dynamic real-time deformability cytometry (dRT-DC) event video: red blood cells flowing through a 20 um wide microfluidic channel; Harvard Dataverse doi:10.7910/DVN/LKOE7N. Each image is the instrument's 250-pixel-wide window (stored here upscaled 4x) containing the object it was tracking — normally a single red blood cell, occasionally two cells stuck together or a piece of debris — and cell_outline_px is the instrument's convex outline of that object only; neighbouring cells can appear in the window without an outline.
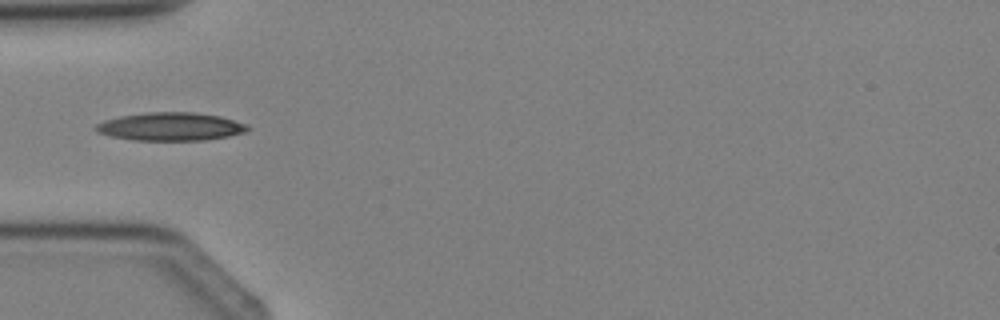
{"species": "Egyptian fruit bat (a non-hibernating species)", "species_latin": "Rousettus aegyptiacus", "temperature_condition": "cold", "stored_images_in_passage": 4, "camera_frame_rate_fps": 3000, "um_per_image_px": 0.085, "animal": {"sex": "female"}, "frame": {"image": 1, "passage_image": 4, "time_ms": 3.667, "image_size_px": [1000, 320], "cell_outline_px": [[252, 128], [248, 132], [228, 136], [204, 140], [132, 140], [112, 136], [96, 132], [92, 128], [96, 124], [104, 120], [120, 116], [144, 112], [196, 112], [220, 116], [248, 124]], "centroid_in_image_um": [14.52, 10.75], "position_along_channel_um": 70.5, "area_um2": 25.2}}